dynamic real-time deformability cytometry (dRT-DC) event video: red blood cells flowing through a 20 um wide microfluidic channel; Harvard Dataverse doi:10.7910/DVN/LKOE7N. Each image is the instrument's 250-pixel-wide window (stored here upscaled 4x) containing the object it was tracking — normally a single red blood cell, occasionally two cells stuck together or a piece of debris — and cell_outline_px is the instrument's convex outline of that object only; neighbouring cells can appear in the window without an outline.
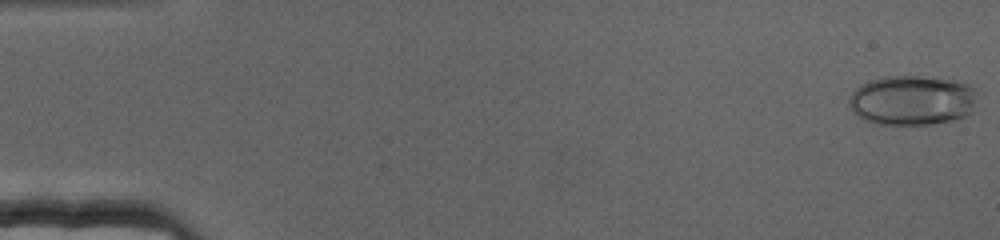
{"species": "human", "species_latin": "Homo sapiens", "temperature_condition": "cold", "stored_images_in_passage": 67, "camera_frame_rate_fps": 3000, "um_per_image_px": 0.085, "donor": {"sex": "female"}, "frame": {"image": 1, "passage_image": 1, "time_ms": 0.0, "image_size_px": [1000, 240], "cell_outline_px": [[980, 92], [972, 112], [956, 120], [928, 124], [876, 124], [864, 120], [856, 116], [852, 112], [848, 104], [848, 100], [852, 92], [860, 84], [868, 80], [884, 76], [920, 76], [956, 80], [968, 84], [976, 88]], "centroid_in_image_um": [77.55, 8.51], "position_along_channel_um": 7.4, "area_um2": 38.03}}
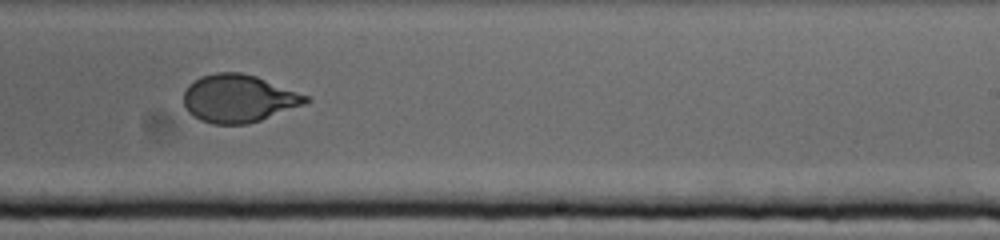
{"frame": {"image": 2, "passage_image": 45, "time_ms": 14.667, "image_size_px": [1000, 240], "cell_outline_px": [[312, 100], [304, 104], [260, 120], [248, 124], [212, 124], [200, 120], [192, 116], [184, 108], [184, 92], [188, 84], [200, 76], [216, 72], [240, 72], [256, 76], [308, 96]], "centroid_in_image_um": [20.23, 8.37], "position_along_channel_um": 268.8, "area_um2": 33.99}}
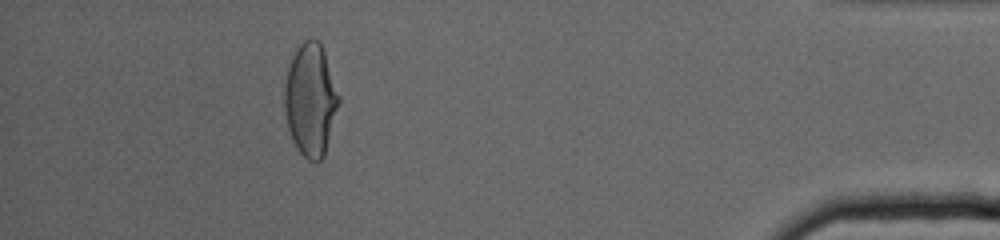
{"frame": {"image": 3, "passage_image": 65, "time_ms": 21.333, "image_size_px": [1000, 240], "cell_outline_px": [[340, 100], [324, 156], [316, 164], [308, 160], [296, 148], [292, 140], [288, 128], [284, 108], [284, 88], [288, 68], [292, 56], [296, 48], [304, 40], [316, 40], [320, 44], [324, 52], [340, 96]], "centroid_in_image_um": [26.39, 8.52], "position_along_channel_um": 408.8, "area_um2": 35.49}}